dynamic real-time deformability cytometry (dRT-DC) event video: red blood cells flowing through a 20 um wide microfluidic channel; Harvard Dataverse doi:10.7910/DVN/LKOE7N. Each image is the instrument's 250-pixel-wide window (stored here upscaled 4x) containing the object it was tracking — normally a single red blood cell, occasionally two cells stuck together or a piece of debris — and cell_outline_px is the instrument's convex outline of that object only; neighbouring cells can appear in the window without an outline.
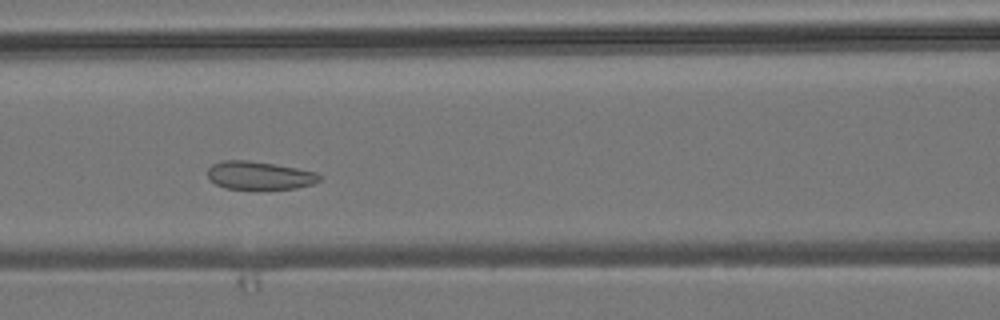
{"species": "common noctule bat (a hibernating species)", "species_latin": "Nyctalus noctula", "temperature_condition": "room temperature", "stored_images_in_passage": 6, "camera_frame_rate_fps": 3000, "um_per_image_px": 0.085, "animal": {"sex": "male", "body_mass_g": 19.2, "forearm_length_mm": 51.8}, "frame": {"image": 1, "passage_image": 5, "time_ms": 4.667, "image_size_px": [1000, 320], "cell_outline_px": [[320, 180], [312, 184], [296, 188], [224, 188], [216, 184], [208, 176], [208, 168], [212, 164], [224, 160], [248, 160], [276, 164], [316, 172], [320, 176]], "centroid_in_image_um": [22.04, 14.89], "position_along_channel_um": 144.6, "area_um2": 18.03}}
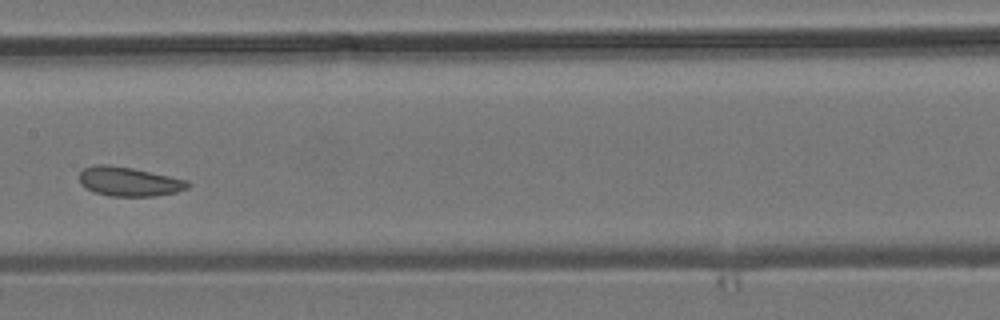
{"frame": {"image": 2, "passage_image": 6, "time_ms": 6.0, "image_size_px": [1000, 320], "cell_outline_px": [[188, 188], [176, 192], [152, 196], [108, 196], [96, 192], [80, 184], [80, 172], [84, 168], [96, 164], [104, 164], [132, 168], [188, 180]], "centroid_in_image_um": [10.95, 15.43], "position_along_channel_um": 196.4, "area_um2": 18.21}}